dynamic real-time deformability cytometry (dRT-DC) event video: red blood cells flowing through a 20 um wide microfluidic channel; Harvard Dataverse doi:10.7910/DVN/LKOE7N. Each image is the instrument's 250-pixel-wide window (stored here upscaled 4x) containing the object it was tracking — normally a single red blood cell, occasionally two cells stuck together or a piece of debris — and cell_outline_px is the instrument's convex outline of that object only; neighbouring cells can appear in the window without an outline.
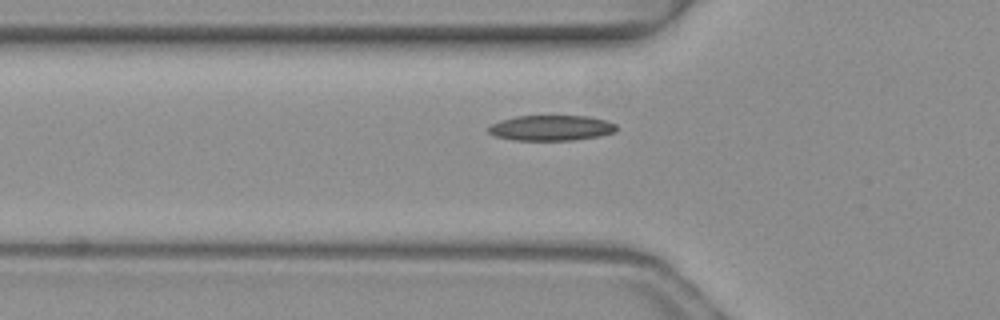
{"species": "common noctule bat (a hibernating species)", "species_latin": "Nyctalus noctula", "temperature_condition": "warm", "stored_images_in_passage": 6, "camera_frame_rate_fps": 3000, "um_per_image_px": 0.085, "animal": {"sex": "female", "body_mass_g": 19.3, "forearm_length_mm": 54.1}, "frame": {"image": 1, "passage_image": 6, "time_ms": 1.667, "image_size_px": [1000, 320], "cell_outline_px": [[620, 128], [616, 132], [600, 136], [572, 140], [512, 140], [492, 136], [488, 132], [488, 128], [492, 124], [500, 120], [516, 116], [588, 116], [608, 120], [616, 124]], "centroid_in_image_um": [46.88, 10.87], "position_along_channel_um": 78.9, "area_um2": 19.25}}